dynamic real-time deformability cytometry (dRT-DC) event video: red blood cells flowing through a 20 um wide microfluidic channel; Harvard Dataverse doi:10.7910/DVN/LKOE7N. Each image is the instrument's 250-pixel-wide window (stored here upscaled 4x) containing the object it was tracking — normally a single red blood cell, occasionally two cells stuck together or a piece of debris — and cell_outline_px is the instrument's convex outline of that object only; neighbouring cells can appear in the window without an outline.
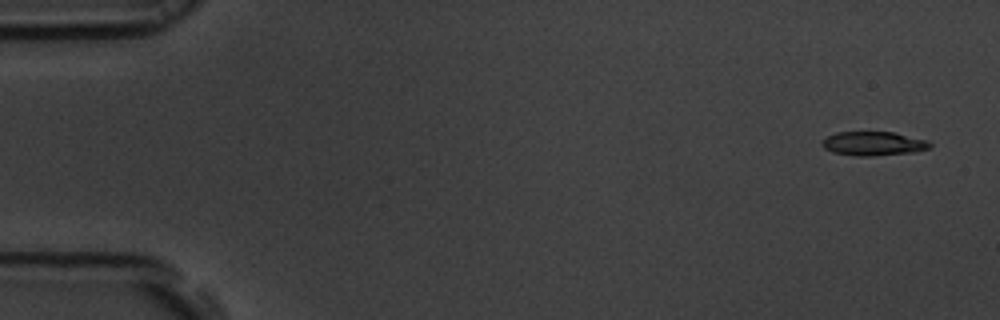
{"species": "common noctule bat (a hibernating species)", "species_latin": "Nyctalus noctula", "temperature_condition": "room temperature", "stored_images_in_passage": 54, "camera_frame_rate_fps": 3000, "um_per_image_px": 0.085, "animal": {"sex": "male", "body_mass_g": 19.5, "forearm_length_mm": 54.6}, "frame": {"image": 1, "passage_image": 3, "time_ms": 0.667, "image_size_px": [1000, 320], "cell_outline_px": [[932, 144], [928, 148], [912, 152], [872, 156], [856, 156], [832, 152], [824, 148], [820, 144], [828, 136], [836, 132], [892, 132], [928, 140]], "centroid_in_image_um": [74.22, 12.2], "position_along_channel_um": 10.8, "area_um2": 14.97}}
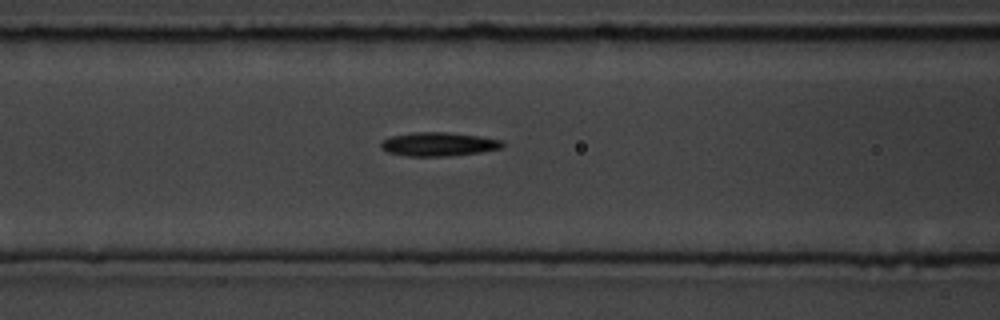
{"frame": {"image": 2, "passage_image": 23, "time_ms": 7.333, "image_size_px": [1000, 320], "cell_outline_px": [[504, 144], [500, 148], [480, 152], [448, 156], [408, 156], [388, 152], [380, 148], [380, 144], [384, 140], [392, 136], [412, 132], [444, 132], [480, 136], [504, 140]], "centroid_in_image_um": [37.28, 12.25], "position_along_channel_um": 129.3, "area_um2": 16.76}}
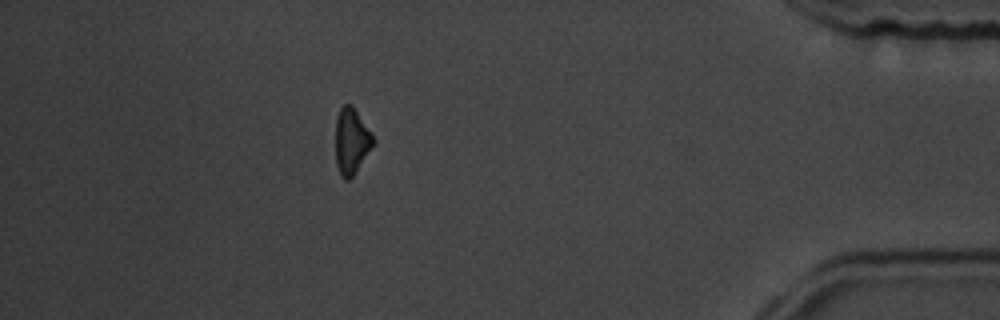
{"frame": {"image": 3, "passage_image": 49, "time_ms": 16.0, "image_size_px": [1000, 320], "cell_outline_px": [[376, 144], [356, 172], [348, 180], [344, 180], [340, 176], [336, 164], [336, 116], [340, 108], [344, 104], [352, 104], [372, 132], [376, 140]], "centroid_in_image_um": [29.91, 12.0], "position_along_channel_um": 405.3, "area_um2": 14.97}, "authors_computed_cell_mechanics": {"area_um2": 15.7505, "velocity_mm_per_s": 3.7291, "shape_relaxation_time_tau1_ms": 2.8972, "shape_relaxation_time_tau2_ms": null, "deformation_change_tau1": 0.0977, "deformation_change_tau2": null}}